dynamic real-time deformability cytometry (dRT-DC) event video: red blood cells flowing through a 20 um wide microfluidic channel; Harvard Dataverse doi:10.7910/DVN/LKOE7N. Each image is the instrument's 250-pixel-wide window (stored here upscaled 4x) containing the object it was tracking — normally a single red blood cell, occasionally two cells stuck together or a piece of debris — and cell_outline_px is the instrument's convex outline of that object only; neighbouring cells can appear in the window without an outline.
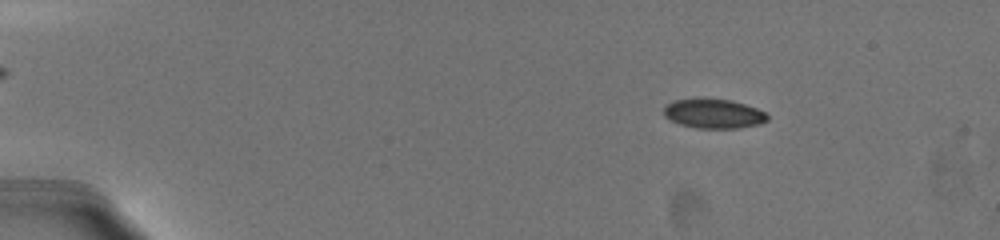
{"species": "common noctule bat (a hibernating species)", "species_latin": "Nyctalus noctula", "temperature_condition": "warm", "stored_images_in_passage": 30, "camera_frame_rate_fps": 3000, "um_per_image_px": 0.085, "animal": {"sex": "female", "body_mass_g": 19.5, "forearm_length_mm": 54.1}, "frame": {"image": 1, "passage_image": 6, "time_ms": 2.667, "image_size_px": [1000, 240], "cell_outline_px": [[768, 120], [760, 124], [736, 128], [696, 128], [680, 124], [664, 116], [664, 104], [672, 100], [704, 96], [732, 100], [756, 108], [764, 112], [768, 116]], "centroid_in_image_um": [60.61, 9.62], "position_along_channel_um": 24.4, "area_um2": 18.26}}
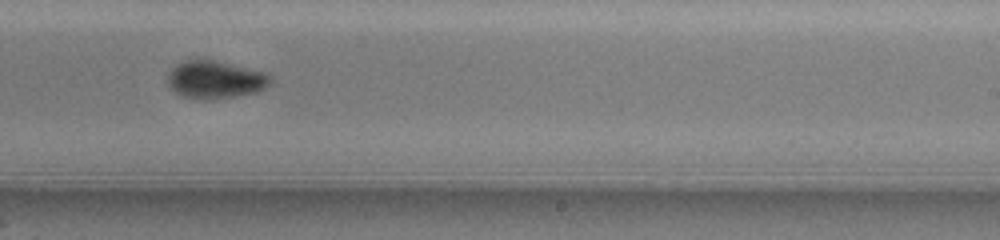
{"frame": {"image": 2, "passage_image": 20, "time_ms": 12.333, "image_size_px": [1000, 240], "cell_outline_px": [[272, 80], [268, 88], [260, 92], [216, 100], [200, 100], [180, 96], [172, 92], [168, 88], [168, 72], [176, 64], [184, 60], [212, 60], [268, 72], [272, 76]], "centroid_in_image_um": [18.32, 6.81], "position_along_channel_um": 270.7, "area_um2": 23.41}}
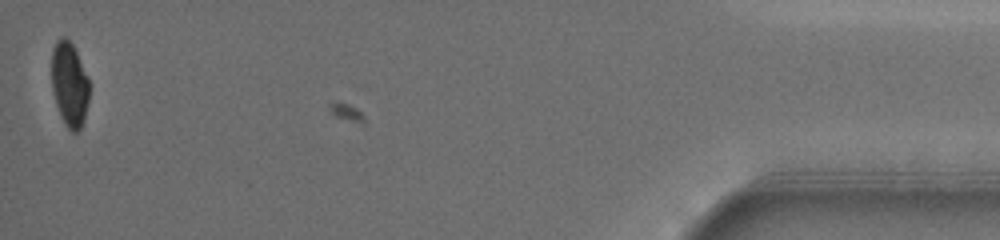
{"frame": {"image": 3, "passage_image": 30, "time_ms": 19.0, "image_size_px": [1000, 240], "cell_outline_px": [[88, 100], [84, 120], [80, 128], [76, 132], [72, 132], [64, 124], [60, 116], [56, 104], [52, 88], [52, 48], [56, 40], [60, 36], [64, 36], [72, 44], [76, 52], [88, 80]], "centroid_in_image_um": [5.88, 7.17], "position_along_channel_um": 429.3, "area_um2": 18.32}, "authors_computed_cell_mechanics": {"area_um2": 19.7676, "velocity_mm_per_s": 3.6329, "shape_relaxation_time_tau1_ms": 3.0996, "shape_relaxation_time_tau2_ms": null, "deformation_change_tau1": 0.1051, "deformation_change_tau2": null}}